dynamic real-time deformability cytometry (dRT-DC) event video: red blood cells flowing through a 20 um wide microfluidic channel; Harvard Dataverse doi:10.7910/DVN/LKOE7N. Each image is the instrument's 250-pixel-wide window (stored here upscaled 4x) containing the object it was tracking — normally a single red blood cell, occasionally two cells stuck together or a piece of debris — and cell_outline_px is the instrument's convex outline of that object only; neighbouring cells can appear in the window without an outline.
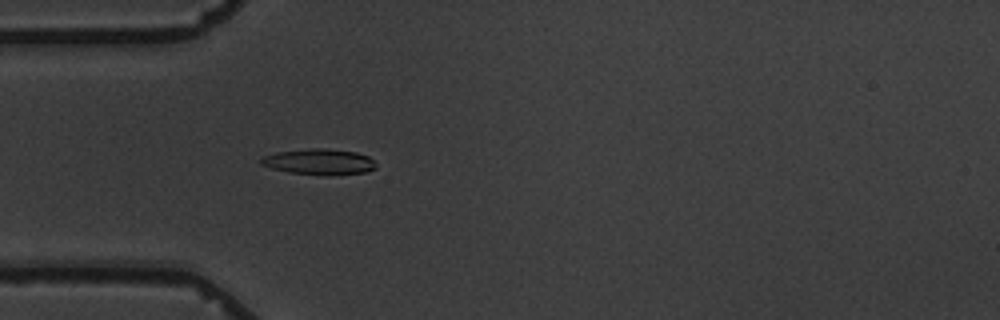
{"species": "common noctule bat (a hibernating species)", "species_latin": "Nyctalus noctula", "temperature_condition": "warm", "stored_images_in_passage": 4, "camera_frame_rate_fps": 3000, "um_per_image_px": 0.085, "animal": {"sex": "male", "body_mass_g": 19.5, "forearm_length_mm": 54.6}, "frame": {"image": 1, "passage_image": 4, "time_ms": 3.667, "image_size_px": [1000, 320], "cell_outline_px": [[376, 168], [364, 172], [328, 176], [324, 176], [288, 172], [272, 168], [260, 164], [260, 160], [264, 156], [276, 152], [312, 148], [324, 148], [356, 152], [368, 156], [376, 164]], "centroid_in_image_um": [27.13, 13.76], "position_along_channel_um": 57.9, "area_um2": 17.34}}